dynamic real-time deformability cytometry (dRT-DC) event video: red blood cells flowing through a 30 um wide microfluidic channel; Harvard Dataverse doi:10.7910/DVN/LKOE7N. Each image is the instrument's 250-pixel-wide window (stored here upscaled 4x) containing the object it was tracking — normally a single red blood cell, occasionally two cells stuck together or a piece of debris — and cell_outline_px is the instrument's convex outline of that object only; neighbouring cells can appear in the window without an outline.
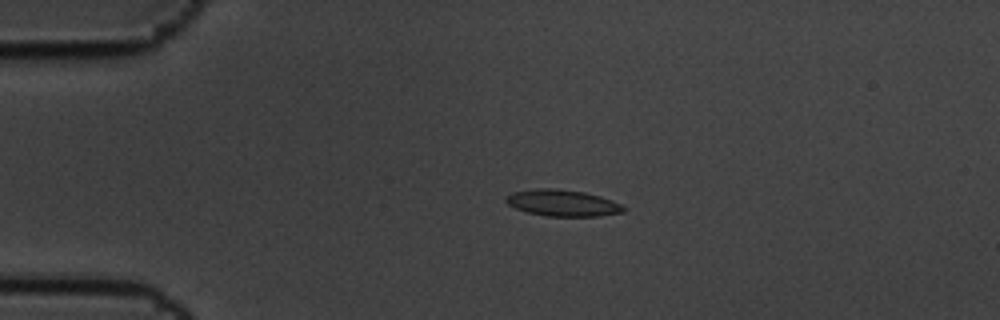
{"species": "common noctule bat (a hibernating species)", "species_latin": "Nyctalus noctula", "temperature_condition": "cold", "stored_images_in_passage": 9, "camera_frame_rate_fps": 3000, "um_per_image_px": 0.085, "animal": {"sex": "male", "body_mass_g": 19.5, "forearm_length_mm": 54.6}, "frame": {"image": 1, "passage_image": 3, "time_ms": 0.667, "image_size_px": [1000, 320], "cell_outline_px": [[628, 208], [624, 212], [600, 216], [548, 216], [528, 212], [516, 208], [508, 204], [504, 200], [512, 192], [536, 188], [556, 188], [584, 192], [600, 196], [612, 200]], "centroid_in_image_um": [47.85, 17.25], "position_along_channel_um": 37.1, "area_um2": 18.15}}
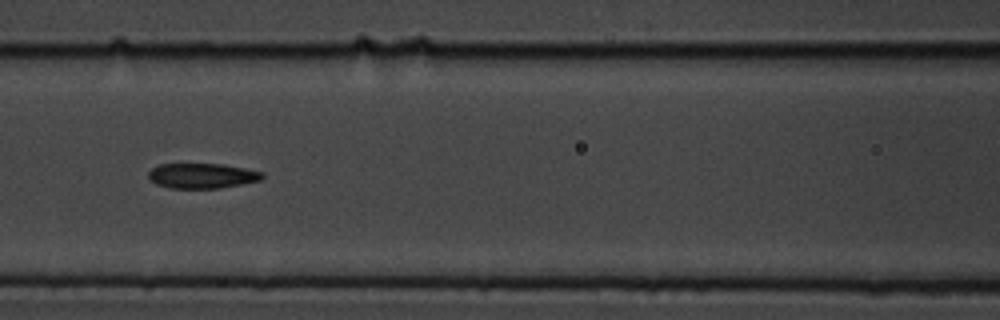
{"frame": {"image": 2, "passage_image": 6, "time_ms": 1.667, "image_size_px": [1000, 320], "cell_outline_px": [[264, 176], [260, 180], [220, 188], [168, 188], [156, 184], [148, 176], [148, 172], [152, 168], [160, 164], [224, 164], [264, 172]], "centroid_in_image_um": [17.17, 14.94], "position_along_channel_um": 149.4, "area_um2": 16.59}}
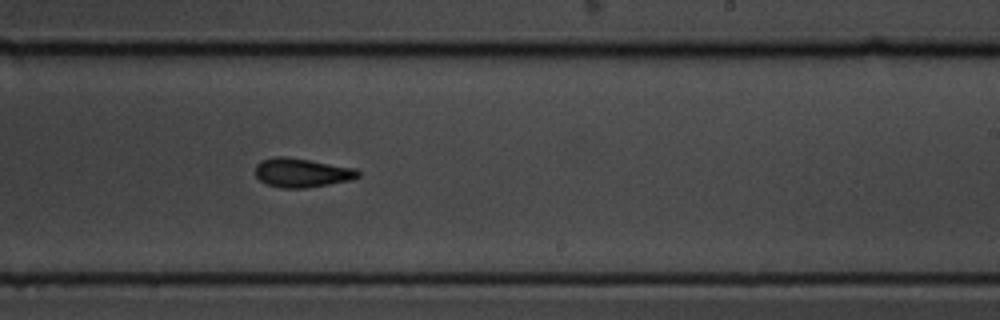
{"frame": {"image": 3, "passage_image": 9, "time_ms": 2.667, "image_size_px": [1000, 320], "cell_outline_px": [[360, 176], [352, 180], [304, 188], [280, 188], [264, 184], [256, 176], [256, 164], [260, 160], [272, 156], [284, 156], [356, 168], [360, 172]], "centroid_in_image_um": [25.63, 14.68], "position_along_channel_um": 263.4, "area_um2": 17.51}}